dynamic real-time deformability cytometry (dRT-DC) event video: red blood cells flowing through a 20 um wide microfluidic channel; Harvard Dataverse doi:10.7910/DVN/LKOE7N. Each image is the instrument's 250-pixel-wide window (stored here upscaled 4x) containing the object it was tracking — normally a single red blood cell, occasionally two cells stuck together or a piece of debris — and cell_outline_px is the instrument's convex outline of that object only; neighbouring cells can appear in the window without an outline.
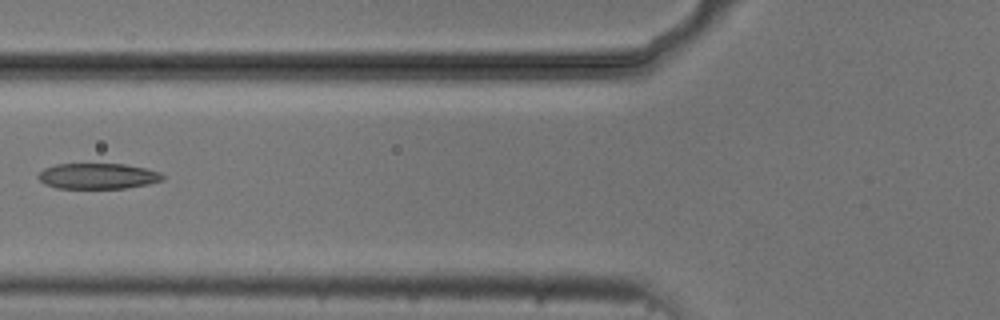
{"species": "common noctule bat (a hibernating species)", "species_latin": "Nyctalus noctula", "temperature_condition": "cold", "stored_images_in_passage": 7, "camera_frame_rate_fps": 3000, "um_per_image_px": 0.085, "animal": {"sex": "male", "body_mass_g": 20.5, "forearm_length_mm": 52.5}, "frame": {"image": 1, "passage_image": 6, "time_ms": 6.0, "image_size_px": [1000, 320], "cell_outline_px": [[164, 180], [148, 184], [124, 188], [56, 188], [44, 184], [36, 176], [44, 168], [56, 164], [124, 164], [144, 168], [160, 172], [164, 176]], "centroid_in_image_um": [8.3, 14.97], "position_along_channel_um": 117.5, "area_um2": 18.61}}
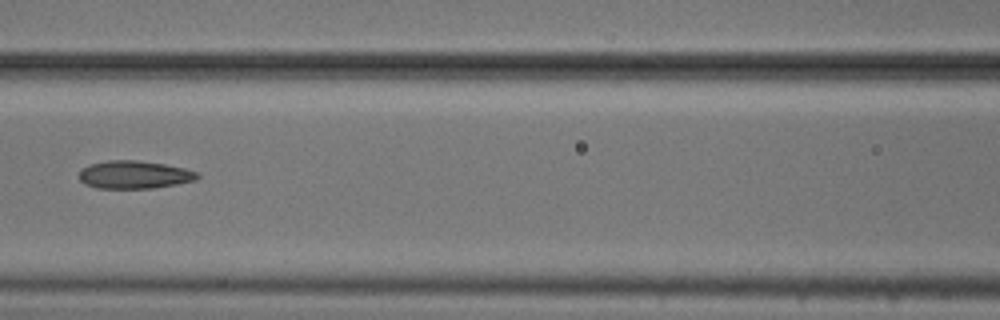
{"frame": {"image": 2, "passage_image": 7, "time_ms": 7.0, "image_size_px": [1000, 320], "cell_outline_px": [[200, 176], [196, 180], [176, 184], [152, 188], [96, 188], [84, 184], [80, 180], [80, 172], [84, 168], [92, 164], [108, 160], [136, 160], [164, 164], [184, 168], [200, 172]], "centroid_in_image_um": [11.45, 14.85], "position_along_channel_um": 155.1, "area_um2": 19.13}}